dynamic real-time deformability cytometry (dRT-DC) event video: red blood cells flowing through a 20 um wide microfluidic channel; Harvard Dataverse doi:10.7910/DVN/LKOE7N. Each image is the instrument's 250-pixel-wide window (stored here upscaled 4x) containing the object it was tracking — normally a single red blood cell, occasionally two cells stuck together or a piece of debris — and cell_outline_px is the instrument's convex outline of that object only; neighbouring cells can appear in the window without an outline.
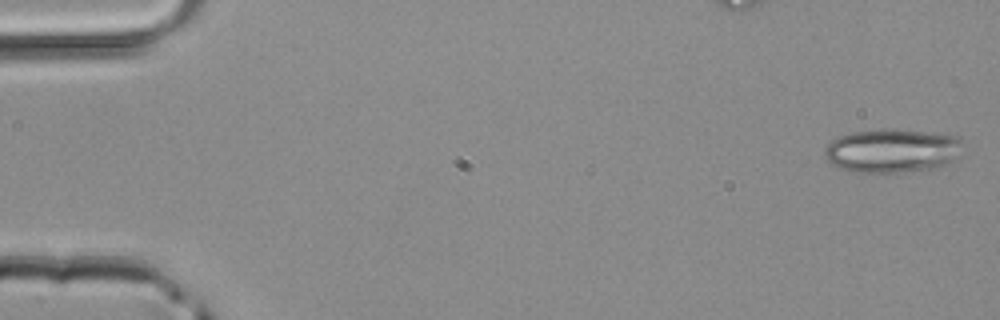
{"species": "common noctule bat (a hibernating species)", "species_latin": "Nyctalus noctula", "temperature_condition": "room temperature", "stored_images_in_passage": 44, "camera_frame_rate_fps": 3000, "um_per_image_px": 0.085, "animal": {"sex": "male", "body_mass_g": 20.4}, "frame": {"image": 1, "passage_image": 1, "time_ms": 0.0, "image_size_px": [1000, 320], "cell_outline_px": [[960, 140], [952, 160], [936, 168], [884, 176], [856, 172], [840, 168], [832, 164], [824, 156], [824, 148], [836, 136], [852, 132], [884, 128], [924, 132], [960, 136]], "centroid_in_image_um": [75.71, 12.85], "position_along_channel_um": 9.3, "area_um2": 35.66}}
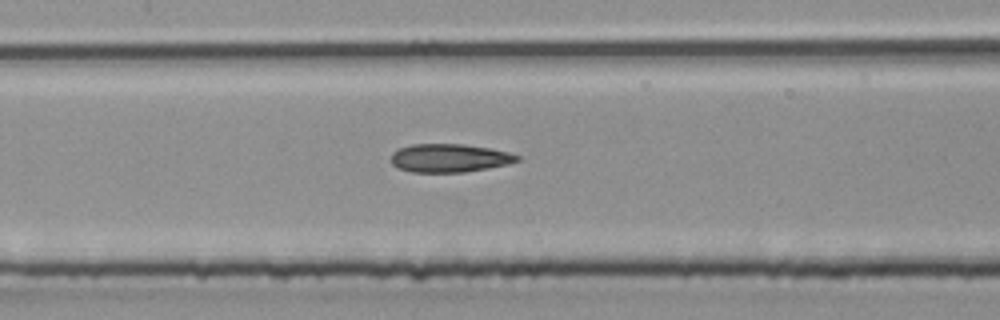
{"frame": {"image": 2, "passage_image": 21, "time_ms": 6.667, "image_size_px": [1000, 320], "cell_outline_px": [[520, 160], [508, 164], [488, 168], [464, 172], [412, 172], [400, 168], [392, 164], [392, 152], [400, 148], [412, 144], [464, 144], [488, 148], [508, 152], [520, 156]], "centroid_in_image_um": [38.21, 13.43], "position_along_channel_um": 169.2, "area_um2": 20.69}}
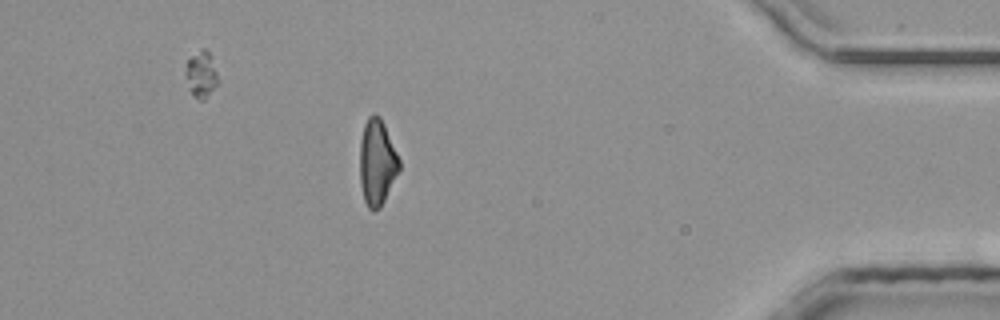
{"frame": {"image": 3, "passage_image": 39, "time_ms": 12.667, "image_size_px": [1000, 320], "cell_outline_px": [[400, 168], [380, 208], [376, 212], [372, 212], [368, 208], [364, 200], [360, 184], [360, 140], [364, 124], [368, 116], [372, 112], [376, 112], [380, 116], [384, 124], [400, 160]], "centroid_in_image_um": [32.03, 13.79], "position_along_channel_um": 403.2, "area_um2": 19.88}}